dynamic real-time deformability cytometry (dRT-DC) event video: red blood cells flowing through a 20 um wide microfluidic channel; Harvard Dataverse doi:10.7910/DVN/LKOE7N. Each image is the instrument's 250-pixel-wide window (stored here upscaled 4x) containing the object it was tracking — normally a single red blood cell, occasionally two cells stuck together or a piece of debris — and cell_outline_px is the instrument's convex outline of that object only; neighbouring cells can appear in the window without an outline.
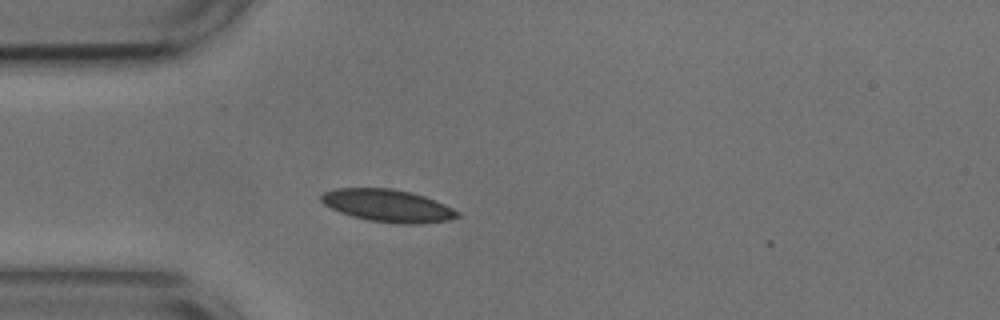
{"species": "common noctule bat (a hibernating species)", "species_latin": "Nyctalus noctula", "temperature_condition": "cold", "stored_images_in_passage": 38, "camera_frame_rate_fps": 3000, "um_per_image_px": 0.085, "animal": {"sex": "male", "body_mass_g": 17.9, "forearm_length_mm": 54.2}, "frame": {"image": 1, "passage_image": 1, "time_ms": 0.0, "image_size_px": [1000, 320], "cell_outline_px": [[460, 216], [448, 220], [420, 224], [400, 224], [368, 220], [352, 216], [340, 212], [324, 204], [320, 200], [320, 196], [324, 192], [336, 188], [392, 188], [412, 192], [436, 200], [460, 212]], "centroid_in_image_um": [32.97, 17.48], "position_along_channel_um": 52.0, "area_um2": 25.84}}
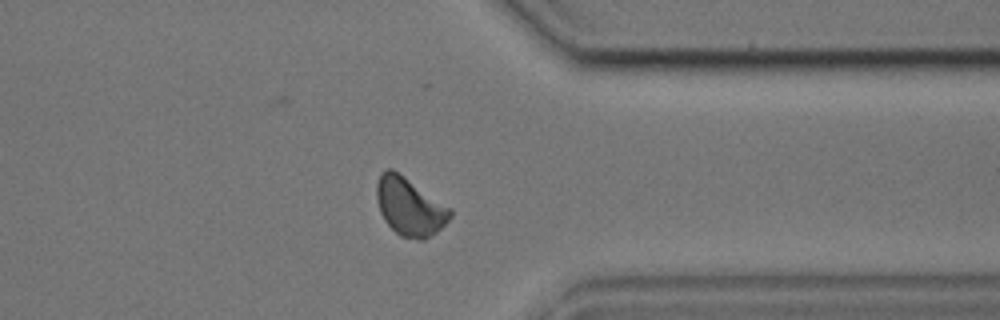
{"frame": {"image": 2, "passage_image": 29, "time_ms": 9.333, "image_size_px": [1000, 320], "cell_outline_px": [[452, 216], [436, 232], [424, 240], [420, 240], [400, 236], [384, 220], [380, 212], [376, 200], [376, 184], [380, 172], [388, 168], [392, 168], [452, 208]], "centroid_in_image_um": [34.8, 17.55], "position_along_channel_um": 376.6, "area_um2": 24.91}}
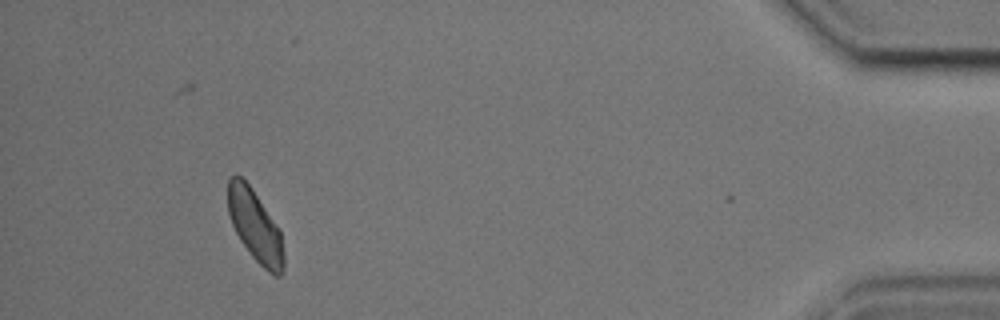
{"frame": {"image": 3, "passage_image": 37, "time_ms": 12.0, "image_size_px": [1000, 320], "cell_outline_px": [[284, 264], [280, 276], [276, 276], [264, 268], [252, 256], [240, 240], [232, 224], [228, 212], [228, 180], [232, 176], [240, 176], [252, 188], [280, 232], [284, 256]], "centroid_in_image_um": [21.67, 19.21], "position_along_channel_um": 413.5, "area_um2": 22.66}, "authors_computed_cell_mechanics": {"area_um2": 24.1604, "velocity_mm_per_s": 3.6172, "shape_relaxation_time_tau1_ms": 1.7514, "shape_relaxation_time_tau2_ms": 3.6941, "deformation_change_tau1": 0.0866, "deformation_change_tau2": 0.0811}}